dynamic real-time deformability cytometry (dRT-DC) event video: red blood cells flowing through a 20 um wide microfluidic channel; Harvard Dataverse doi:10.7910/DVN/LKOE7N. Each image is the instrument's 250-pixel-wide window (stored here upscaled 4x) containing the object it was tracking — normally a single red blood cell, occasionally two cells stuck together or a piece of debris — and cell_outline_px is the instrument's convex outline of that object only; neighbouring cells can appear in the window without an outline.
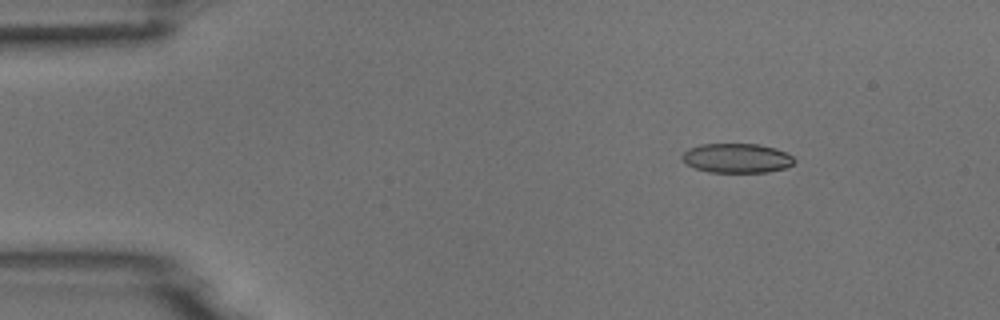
{"species": "common noctule bat (a hibernating species)", "species_latin": "Nyctalus noctula", "temperature_condition": "room temperature", "stored_images_in_passage": 5, "camera_frame_rate_fps": 3000, "um_per_image_px": 0.085, "animal": {"sex": "male", "body_mass_g": 18.8}, "frame": {"image": 1, "passage_image": 2, "time_ms": 0.333, "image_size_px": [1000, 320], "cell_outline_px": [[796, 160], [792, 164], [784, 168], [768, 172], [708, 172], [696, 168], [688, 164], [680, 156], [688, 148], [700, 144], [760, 144], [776, 148], [792, 156]], "centroid_in_image_um": [62.63, 13.43], "position_along_channel_um": 22.4, "area_um2": 19.19}}
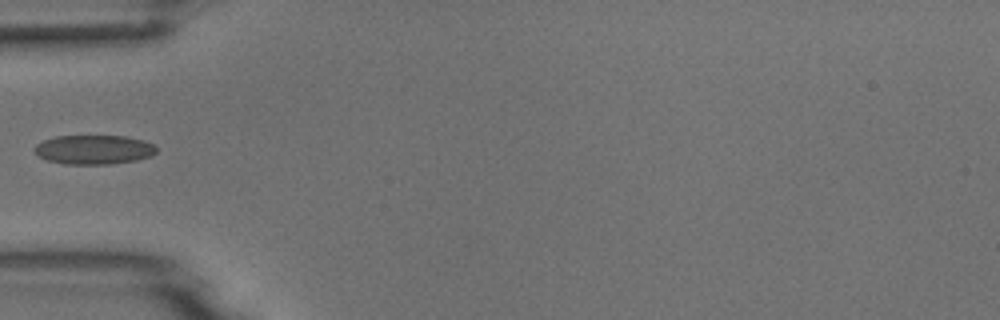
{"frame": {"image": 2, "passage_image": 4, "time_ms": 1.0, "image_size_px": [1000, 320], "cell_outline_px": [[156, 152], [152, 156], [136, 160], [112, 164], [64, 164], [48, 160], [40, 156], [32, 148], [36, 144], [44, 140], [56, 136], [124, 136], [144, 140], [152, 144], [156, 148]], "centroid_in_image_um": [7.98, 12.72], "position_along_channel_um": 77.0, "area_um2": 20.75}}